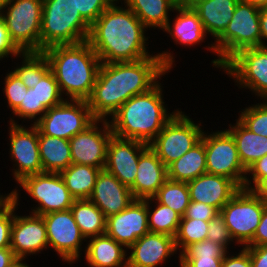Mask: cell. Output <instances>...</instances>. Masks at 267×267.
Listing matches in <instances>:
<instances>
[{
	"mask_svg": "<svg viewBox=\"0 0 267 267\" xmlns=\"http://www.w3.org/2000/svg\"><path fill=\"white\" fill-rule=\"evenodd\" d=\"M174 62L173 53L166 50L135 62L101 63L86 100L93 117L109 120L131 97L148 92L171 72Z\"/></svg>",
	"mask_w": 267,
	"mask_h": 267,
	"instance_id": "1",
	"label": "cell"
},
{
	"mask_svg": "<svg viewBox=\"0 0 267 267\" xmlns=\"http://www.w3.org/2000/svg\"><path fill=\"white\" fill-rule=\"evenodd\" d=\"M118 4L116 0L90 27L87 41L101 63L135 62L152 56L147 50V28L122 2Z\"/></svg>",
	"mask_w": 267,
	"mask_h": 267,
	"instance_id": "2",
	"label": "cell"
},
{
	"mask_svg": "<svg viewBox=\"0 0 267 267\" xmlns=\"http://www.w3.org/2000/svg\"><path fill=\"white\" fill-rule=\"evenodd\" d=\"M160 81L148 92L125 102L108 120L114 136L149 144L179 111H168Z\"/></svg>",
	"mask_w": 267,
	"mask_h": 267,
	"instance_id": "3",
	"label": "cell"
},
{
	"mask_svg": "<svg viewBox=\"0 0 267 267\" xmlns=\"http://www.w3.org/2000/svg\"><path fill=\"white\" fill-rule=\"evenodd\" d=\"M50 69L65 99L87 100L101 64L89 42L55 45L45 49Z\"/></svg>",
	"mask_w": 267,
	"mask_h": 267,
	"instance_id": "4",
	"label": "cell"
},
{
	"mask_svg": "<svg viewBox=\"0 0 267 267\" xmlns=\"http://www.w3.org/2000/svg\"><path fill=\"white\" fill-rule=\"evenodd\" d=\"M90 27L76 10L74 0H43L40 52L55 45L86 41Z\"/></svg>",
	"mask_w": 267,
	"mask_h": 267,
	"instance_id": "5",
	"label": "cell"
},
{
	"mask_svg": "<svg viewBox=\"0 0 267 267\" xmlns=\"http://www.w3.org/2000/svg\"><path fill=\"white\" fill-rule=\"evenodd\" d=\"M260 9L239 1L233 18L225 31L207 48L217 58L211 61L212 66L223 70L224 64L239 50L261 46Z\"/></svg>",
	"mask_w": 267,
	"mask_h": 267,
	"instance_id": "6",
	"label": "cell"
},
{
	"mask_svg": "<svg viewBox=\"0 0 267 267\" xmlns=\"http://www.w3.org/2000/svg\"><path fill=\"white\" fill-rule=\"evenodd\" d=\"M42 9L43 0H9L0 14L21 52H40Z\"/></svg>",
	"mask_w": 267,
	"mask_h": 267,
	"instance_id": "7",
	"label": "cell"
},
{
	"mask_svg": "<svg viewBox=\"0 0 267 267\" xmlns=\"http://www.w3.org/2000/svg\"><path fill=\"white\" fill-rule=\"evenodd\" d=\"M184 113L180 109L148 144L166 167L197 145L204 133L202 123Z\"/></svg>",
	"mask_w": 267,
	"mask_h": 267,
	"instance_id": "8",
	"label": "cell"
},
{
	"mask_svg": "<svg viewBox=\"0 0 267 267\" xmlns=\"http://www.w3.org/2000/svg\"><path fill=\"white\" fill-rule=\"evenodd\" d=\"M267 203L241 188L220 210L235 244L245 247L254 237Z\"/></svg>",
	"mask_w": 267,
	"mask_h": 267,
	"instance_id": "9",
	"label": "cell"
},
{
	"mask_svg": "<svg viewBox=\"0 0 267 267\" xmlns=\"http://www.w3.org/2000/svg\"><path fill=\"white\" fill-rule=\"evenodd\" d=\"M223 72L239 88L249 89L260 101H267L266 45L239 50L224 64Z\"/></svg>",
	"mask_w": 267,
	"mask_h": 267,
	"instance_id": "10",
	"label": "cell"
},
{
	"mask_svg": "<svg viewBox=\"0 0 267 267\" xmlns=\"http://www.w3.org/2000/svg\"><path fill=\"white\" fill-rule=\"evenodd\" d=\"M201 140L206 151L207 173L227 177L243 188L247 170L240 161L232 135L226 129L204 131Z\"/></svg>",
	"mask_w": 267,
	"mask_h": 267,
	"instance_id": "11",
	"label": "cell"
},
{
	"mask_svg": "<svg viewBox=\"0 0 267 267\" xmlns=\"http://www.w3.org/2000/svg\"><path fill=\"white\" fill-rule=\"evenodd\" d=\"M95 120L86 100L65 99L48 109L34 125L43 135L70 140Z\"/></svg>",
	"mask_w": 267,
	"mask_h": 267,
	"instance_id": "12",
	"label": "cell"
},
{
	"mask_svg": "<svg viewBox=\"0 0 267 267\" xmlns=\"http://www.w3.org/2000/svg\"><path fill=\"white\" fill-rule=\"evenodd\" d=\"M28 196L38 203L30 213L42 216L70 209L75 198L67 189L60 173L41 172L25 177L18 183Z\"/></svg>",
	"mask_w": 267,
	"mask_h": 267,
	"instance_id": "13",
	"label": "cell"
},
{
	"mask_svg": "<svg viewBox=\"0 0 267 267\" xmlns=\"http://www.w3.org/2000/svg\"><path fill=\"white\" fill-rule=\"evenodd\" d=\"M8 122L10 141L8 150L14 162L12 175L18 184L25 177L43 172L38 146V129L33 124L29 128L18 124L14 116Z\"/></svg>",
	"mask_w": 267,
	"mask_h": 267,
	"instance_id": "14",
	"label": "cell"
},
{
	"mask_svg": "<svg viewBox=\"0 0 267 267\" xmlns=\"http://www.w3.org/2000/svg\"><path fill=\"white\" fill-rule=\"evenodd\" d=\"M19 189L10 192L13 198V224L11 227L10 248L18 260L28 259L27 256L41 253L48 249L46 225L42 216L31 214L17 215L15 211L20 206Z\"/></svg>",
	"mask_w": 267,
	"mask_h": 267,
	"instance_id": "15",
	"label": "cell"
},
{
	"mask_svg": "<svg viewBox=\"0 0 267 267\" xmlns=\"http://www.w3.org/2000/svg\"><path fill=\"white\" fill-rule=\"evenodd\" d=\"M45 225L49 248L62 258V261L70 264L80 259L82 244L86 238L80 232L79 226L74 220L70 209L54 211L42 215Z\"/></svg>",
	"mask_w": 267,
	"mask_h": 267,
	"instance_id": "16",
	"label": "cell"
},
{
	"mask_svg": "<svg viewBox=\"0 0 267 267\" xmlns=\"http://www.w3.org/2000/svg\"><path fill=\"white\" fill-rule=\"evenodd\" d=\"M112 135L109 121L96 119L84 131L69 140L72 163L104 170L107 145Z\"/></svg>",
	"mask_w": 267,
	"mask_h": 267,
	"instance_id": "17",
	"label": "cell"
},
{
	"mask_svg": "<svg viewBox=\"0 0 267 267\" xmlns=\"http://www.w3.org/2000/svg\"><path fill=\"white\" fill-rule=\"evenodd\" d=\"M148 232V198L135 199L124 210L106 218L105 234L127 249Z\"/></svg>",
	"mask_w": 267,
	"mask_h": 267,
	"instance_id": "18",
	"label": "cell"
},
{
	"mask_svg": "<svg viewBox=\"0 0 267 267\" xmlns=\"http://www.w3.org/2000/svg\"><path fill=\"white\" fill-rule=\"evenodd\" d=\"M148 146L138 140L122 139L112 135L107 145L105 170L130 188L137 175L140 154Z\"/></svg>",
	"mask_w": 267,
	"mask_h": 267,
	"instance_id": "19",
	"label": "cell"
},
{
	"mask_svg": "<svg viewBox=\"0 0 267 267\" xmlns=\"http://www.w3.org/2000/svg\"><path fill=\"white\" fill-rule=\"evenodd\" d=\"M128 249L127 267H160L178 252L174 237L153 232L137 239Z\"/></svg>",
	"mask_w": 267,
	"mask_h": 267,
	"instance_id": "20",
	"label": "cell"
},
{
	"mask_svg": "<svg viewBox=\"0 0 267 267\" xmlns=\"http://www.w3.org/2000/svg\"><path fill=\"white\" fill-rule=\"evenodd\" d=\"M107 218L127 208L135 198L129 187L123 185L113 174L101 170L89 197Z\"/></svg>",
	"mask_w": 267,
	"mask_h": 267,
	"instance_id": "21",
	"label": "cell"
},
{
	"mask_svg": "<svg viewBox=\"0 0 267 267\" xmlns=\"http://www.w3.org/2000/svg\"><path fill=\"white\" fill-rule=\"evenodd\" d=\"M190 201L215 207L219 212L241 189L233 180L213 174H202L187 183Z\"/></svg>",
	"mask_w": 267,
	"mask_h": 267,
	"instance_id": "22",
	"label": "cell"
},
{
	"mask_svg": "<svg viewBox=\"0 0 267 267\" xmlns=\"http://www.w3.org/2000/svg\"><path fill=\"white\" fill-rule=\"evenodd\" d=\"M134 184L130 187L135 199L153 197L167 180V167L148 146L139 157Z\"/></svg>",
	"mask_w": 267,
	"mask_h": 267,
	"instance_id": "23",
	"label": "cell"
},
{
	"mask_svg": "<svg viewBox=\"0 0 267 267\" xmlns=\"http://www.w3.org/2000/svg\"><path fill=\"white\" fill-rule=\"evenodd\" d=\"M177 13L173 21L169 20L163 29V32L169 34L168 36L176 45L195 47L208 36L204 30L203 24L199 19L197 13L191 6L177 5L172 11Z\"/></svg>",
	"mask_w": 267,
	"mask_h": 267,
	"instance_id": "24",
	"label": "cell"
},
{
	"mask_svg": "<svg viewBox=\"0 0 267 267\" xmlns=\"http://www.w3.org/2000/svg\"><path fill=\"white\" fill-rule=\"evenodd\" d=\"M83 252L90 267H127L128 249L107 234L88 238ZM125 250H124V249Z\"/></svg>",
	"mask_w": 267,
	"mask_h": 267,
	"instance_id": "25",
	"label": "cell"
},
{
	"mask_svg": "<svg viewBox=\"0 0 267 267\" xmlns=\"http://www.w3.org/2000/svg\"><path fill=\"white\" fill-rule=\"evenodd\" d=\"M239 0H197L191 7L201 20L207 35L214 41L225 31L233 18Z\"/></svg>",
	"mask_w": 267,
	"mask_h": 267,
	"instance_id": "26",
	"label": "cell"
},
{
	"mask_svg": "<svg viewBox=\"0 0 267 267\" xmlns=\"http://www.w3.org/2000/svg\"><path fill=\"white\" fill-rule=\"evenodd\" d=\"M128 7L147 28L163 30L171 20L170 12L178 5L177 0H119Z\"/></svg>",
	"mask_w": 267,
	"mask_h": 267,
	"instance_id": "27",
	"label": "cell"
},
{
	"mask_svg": "<svg viewBox=\"0 0 267 267\" xmlns=\"http://www.w3.org/2000/svg\"><path fill=\"white\" fill-rule=\"evenodd\" d=\"M226 130L236 142L241 163L247 170L253 163L267 154V137L247 129L238 119Z\"/></svg>",
	"mask_w": 267,
	"mask_h": 267,
	"instance_id": "28",
	"label": "cell"
},
{
	"mask_svg": "<svg viewBox=\"0 0 267 267\" xmlns=\"http://www.w3.org/2000/svg\"><path fill=\"white\" fill-rule=\"evenodd\" d=\"M38 146L43 172L60 173L72 164L69 140L38 130Z\"/></svg>",
	"mask_w": 267,
	"mask_h": 267,
	"instance_id": "29",
	"label": "cell"
},
{
	"mask_svg": "<svg viewBox=\"0 0 267 267\" xmlns=\"http://www.w3.org/2000/svg\"><path fill=\"white\" fill-rule=\"evenodd\" d=\"M205 173L206 151L202 140L167 167V179L177 182L188 183Z\"/></svg>",
	"mask_w": 267,
	"mask_h": 267,
	"instance_id": "30",
	"label": "cell"
},
{
	"mask_svg": "<svg viewBox=\"0 0 267 267\" xmlns=\"http://www.w3.org/2000/svg\"><path fill=\"white\" fill-rule=\"evenodd\" d=\"M100 171L94 166L72 163L60 172V176L75 200H81L91 196Z\"/></svg>",
	"mask_w": 267,
	"mask_h": 267,
	"instance_id": "31",
	"label": "cell"
},
{
	"mask_svg": "<svg viewBox=\"0 0 267 267\" xmlns=\"http://www.w3.org/2000/svg\"><path fill=\"white\" fill-rule=\"evenodd\" d=\"M70 210L86 240L105 234L106 217L89 199L75 200Z\"/></svg>",
	"mask_w": 267,
	"mask_h": 267,
	"instance_id": "32",
	"label": "cell"
},
{
	"mask_svg": "<svg viewBox=\"0 0 267 267\" xmlns=\"http://www.w3.org/2000/svg\"><path fill=\"white\" fill-rule=\"evenodd\" d=\"M153 202L154 205H151ZM180 221L181 216L177 212L157 202L153 197L148 198L149 232L166 234L175 238Z\"/></svg>",
	"mask_w": 267,
	"mask_h": 267,
	"instance_id": "33",
	"label": "cell"
},
{
	"mask_svg": "<svg viewBox=\"0 0 267 267\" xmlns=\"http://www.w3.org/2000/svg\"><path fill=\"white\" fill-rule=\"evenodd\" d=\"M21 63L12 70L27 88H33L37 81L50 69V64L44 52H22ZM22 64V65H21Z\"/></svg>",
	"mask_w": 267,
	"mask_h": 267,
	"instance_id": "34",
	"label": "cell"
},
{
	"mask_svg": "<svg viewBox=\"0 0 267 267\" xmlns=\"http://www.w3.org/2000/svg\"><path fill=\"white\" fill-rule=\"evenodd\" d=\"M153 198L162 205L170 207L181 217L190 203L187 183L167 179Z\"/></svg>",
	"mask_w": 267,
	"mask_h": 267,
	"instance_id": "35",
	"label": "cell"
},
{
	"mask_svg": "<svg viewBox=\"0 0 267 267\" xmlns=\"http://www.w3.org/2000/svg\"><path fill=\"white\" fill-rule=\"evenodd\" d=\"M208 225L209 221L181 218L174 238L178 252L181 253L187 246L207 239Z\"/></svg>",
	"mask_w": 267,
	"mask_h": 267,
	"instance_id": "36",
	"label": "cell"
},
{
	"mask_svg": "<svg viewBox=\"0 0 267 267\" xmlns=\"http://www.w3.org/2000/svg\"><path fill=\"white\" fill-rule=\"evenodd\" d=\"M33 89L37 97V106H45L50 109L65 100L51 69L41 77L40 81L34 84Z\"/></svg>",
	"mask_w": 267,
	"mask_h": 267,
	"instance_id": "37",
	"label": "cell"
},
{
	"mask_svg": "<svg viewBox=\"0 0 267 267\" xmlns=\"http://www.w3.org/2000/svg\"><path fill=\"white\" fill-rule=\"evenodd\" d=\"M262 101L239 111L241 113L237 119L255 134L267 137V101Z\"/></svg>",
	"mask_w": 267,
	"mask_h": 267,
	"instance_id": "38",
	"label": "cell"
},
{
	"mask_svg": "<svg viewBox=\"0 0 267 267\" xmlns=\"http://www.w3.org/2000/svg\"><path fill=\"white\" fill-rule=\"evenodd\" d=\"M45 106H37V97L33 88H28L27 92H24L23 100L21 104L11 113L15 117L23 121H31L35 124L47 111ZM33 120V121H32Z\"/></svg>",
	"mask_w": 267,
	"mask_h": 267,
	"instance_id": "39",
	"label": "cell"
},
{
	"mask_svg": "<svg viewBox=\"0 0 267 267\" xmlns=\"http://www.w3.org/2000/svg\"><path fill=\"white\" fill-rule=\"evenodd\" d=\"M3 94L7 100V107L11 113L21 104L24 97V92H27V87L21 79L13 72L9 71L4 77Z\"/></svg>",
	"mask_w": 267,
	"mask_h": 267,
	"instance_id": "40",
	"label": "cell"
},
{
	"mask_svg": "<svg viewBox=\"0 0 267 267\" xmlns=\"http://www.w3.org/2000/svg\"><path fill=\"white\" fill-rule=\"evenodd\" d=\"M229 251L222 245L211 240H203L187 246L179 257H225Z\"/></svg>",
	"mask_w": 267,
	"mask_h": 267,
	"instance_id": "41",
	"label": "cell"
},
{
	"mask_svg": "<svg viewBox=\"0 0 267 267\" xmlns=\"http://www.w3.org/2000/svg\"><path fill=\"white\" fill-rule=\"evenodd\" d=\"M116 0H74L80 15L92 25Z\"/></svg>",
	"mask_w": 267,
	"mask_h": 267,
	"instance_id": "42",
	"label": "cell"
},
{
	"mask_svg": "<svg viewBox=\"0 0 267 267\" xmlns=\"http://www.w3.org/2000/svg\"><path fill=\"white\" fill-rule=\"evenodd\" d=\"M207 240L224 246L229 251V244L235 243L224 222L221 212L217 213L210 221L207 231Z\"/></svg>",
	"mask_w": 267,
	"mask_h": 267,
	"instance_id": "43",
	"label": "cell"
},
{
	"mask_svg": "<svg viewBox=\"0 0 267 267\" xmlns=\"http://www.w3.org/2000/svg\"><path fill=\"white\" fill-rule=\"evenodd\" d=\"M13 224V198L10 196L0 206V248L10 247Z\"/></svg>",
	"mask_w": 267,
	"mask_h": 267,
	"instance_id": "44",
	"label": "cell"
},
{
	"mask_svg": "<svg viewBox=\"0 0 267 267\" xmlns=\"http://www.w3.org/2000/svg\"><path fill=\"white\" fill-rule=\"evenodd\" d=\"M217 213H219V211L215 207L196 201H190L185 214L181 218L210 221Z\"/></svg>",
	"mask_w": 267,
	"mask_h": 267,
	"instance_id": "45",
	"label": "cell"
},
{
	"mask_svg": "<svg viewBox=\"0 0 267 267\" xmlns=\"http://www.w3.org/2000/svg\"><path fill=\"white\" fill-rule=\"evenodd\" d=\"M243 188L250 190L261 178L267 177V154L253 163L246 172ZM250 177V178H249Z\"/></svg>",
	"mask_w": 267,
	"mask_h": 267,
	"instance_id": "46",
	"label": "cell"
},
{
	"mask_svg": "<svg viewBox=\"0 0 267 267\" xmlns=\"http://www.w3.org/2000/svg\"><path fill=\"white\" fill-rule=\"evenodd\" d=\"M22 52L11 41L8 30L6 29L5 22L0 17V60L4 58L19 57Z\"/></svg>",
	"mask_w": 267,
	"mask_h": 267,
	"instance_id": "47",
	"label": "cell"
},
{
	"mask_svg": "<svg viewBox=\"0 0 267 267\" xmlns=\"http://www.w3.org/2000/svg\"><path fill=\"white\" fill-rule=\"evenodd\" d=\"M240 249L242 250L236 255L228 252L222 260L221 267H252L249 251L245 247Z\"/></svg>",
	"mask_w": 267,
	"mask_h": 267,
	"instance_id": "48",
	"label": "cell"
},
{
	"mask_svg": "<svg viewBox=\"0 0 267 267\" xmlns=\"http://www.w3.org/2000/svg\"><path fill=\"white\" fill-rule=\"evenodd\" d=\"M267 245V204L261 217V221L255 232L253 239L246 246H264Z\"/></svg>",
	"mask_w": 267,
	"mask_h": 267,
	"instance_id": "49",
	"label": "cell"
},
{
	"mask_svg": "<svg viewBox=\"0 0 267 267\" xmlns=\"http://www.w3.org/2000/svg\"><path fill=\"white\" fill-rule=\"evenodd\" d=\"M190 267H221L224 257H179Z\"/></svg>",
	"mask_w": 267,
	"mask_h": 267,
	"instance_id": "50",
	"label": "cell"
},
{
	"mask_svg": "<svg viewBox=\"0 0 267 267\" xmlns=\"http://www.w3.org/2000/svg\"><path fill=\"white\" fill-rule=\"evenodd\" d=\"M250 253L252 267H267V245L245 246Z\"/></svg>",
	"mask_w": 267,
	"mask_h": 267,
	"instance_id": "51",
	"label": "cell"
},
{
	"mask_svg": "<svg viewBox=\"0 0 267 267\" xmlns=\"http://www.w3.org/2000/svg\"><path fill=\"white\" fill-rule=\"evenodd\" d=\"M17 260L10 247L0 248V267H10Z\"/></svg>",
	"mask_w": 267,
	"mask_h": 267,
	"instance_id": "52",
	"label": "cell"
},
{
	"mask_svg": "<svg viewBox=\"0 0 267 267\" xmlns=\"http://www.w3.org/2000/svg\"><path fill=\"white\" fill-rule=\"evenodd\" d=\"M250 190L267 203V177L261 178Z\"/></svg>",
	"mask_w": 267,
	"mask_h": 267,
	"instance_id": "53",
	"label": "cell"
},
{
	"mask_svg": "<svg viewBox=\"0 0 267 267\" xmlns=\"http://www.w3.org/2000/svg\"><path fill=\"white\" fill-rule=\"evenodd\" d=\"M260 32H261V46H267V7L260 9Z\"/></svg>",
	"mask_w": 267,
	"mask_h": 267,
	"instance_id": "54",
	"label": "cell"
},
{
	"mask_svg": "<svg viewBox=\"0 0 267 267\" xmlns=\"http://www.w3.org/2000/svg\"><path fill=\"white\" fill-rule=\"evenodd\" d=\"M239 1L251 4L259 9L267 7V0H239Z\"/></svg>",
	"mask_w": 267,
	"mask_h": 267,
	"instance_id": "55",
	"label": "cell"
},
{
	"mask_svg": "<svg viewBox=\"0 0 267 267\" xmlns=\"http://www.w3.org/2000/svg\"><path fill=\"white\" fill-rule=\"evenodd\" d=\"M10 267H30L29 264L26 263V260H17L13 265Z\"/></svg>",
	"mask_w": 267,
	"mask_h": 267,
	"instance_id": "56",
	"label": "cell"
},
{
	"mask_svg": "<svg viewBox=\"0 0 267 267\" xmlns=\"http://www.w3.org/2000/svg\"><path fill=\"white\" fill-rule=\"evenodd\" d=\"M197 0H177V3L181 6H191Z\"/></svg>",
	"mask_w": 267,
	"mask_h": 267,
	"instance_id": "57",
	"label": "cell"
},
{
	"mask_svg": "<svg viewBox=\"0 0 267 267\" xmlns=\"http://www.w3.org/2000/svg\"><path fill=\"white\" fill-rule=\"evenodd\" d=\"M10 197V193L1 195L0 193V206Z\"/></svg>",
	"mask_w": 267,
	"mask_h": 267,
	"instance_id": "58",
	"label": "cell"
},
{
	"mask_svg": "<svg viewBox=\"0 0 267 267\" xmlns=\"http://www.w3.org/2000/svg\"><path fill=\"white\" fill-rule=\"evenodd\" d=\"M9 0H0V14Z\"/></svg>",
	"mask_w": 267,
	"mask_h": 267,
	"instance_id": "59",
	"label": "cell"
},
{
	"mask_svg": "<svg viewBox=\"0 0 267 267\" xmlns=\"http://www.w3.org/2000/svg\"><path fill=\"white\" fill-rule=\"evenodd\" d=\"M178 262H179V265H180L179 267H190L186 262H184L180 258H179Z\"/></svg>",
	"mask_w": 267,
	"mask_h": 267,
	"instance_id": "60",
	"label": "cell"
}]
</instances>
